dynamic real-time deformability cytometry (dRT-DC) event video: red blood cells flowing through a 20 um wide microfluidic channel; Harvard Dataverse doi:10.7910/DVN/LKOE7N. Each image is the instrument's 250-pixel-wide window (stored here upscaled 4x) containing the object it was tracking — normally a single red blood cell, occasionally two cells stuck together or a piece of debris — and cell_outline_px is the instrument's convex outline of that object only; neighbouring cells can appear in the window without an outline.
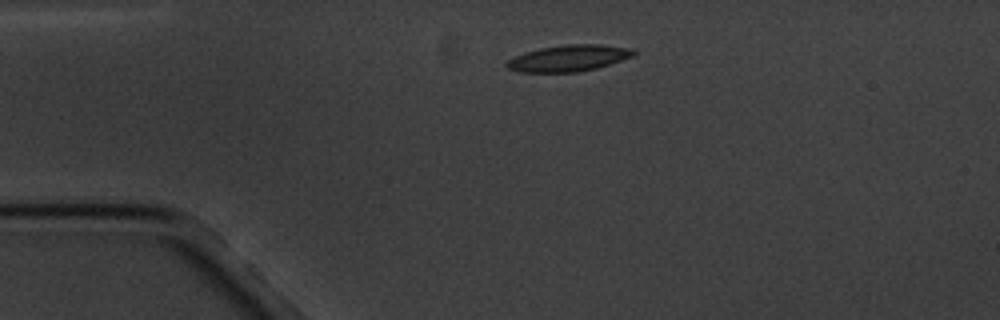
{"species": "common noctule bat (a hibernating species)", "species_latin": "Nyctalus noctula", "temperature_condition": "cold", "stored_images_in_passage": 2, "camera_frame_rate_fps": 3000, "um_per_image_px": 0.085, "animal": {"sex": "male", "body_mass_g": 20.1, "forearm_length_mm": 53.5}, "frame": {"image": 1, "passage_image": 1, "time_ms": 0.0, "image_size_px": [1000, 320], "cell_outline_px": [[636, 52], [632, 56], [596, 68], [576, 72], [520, 72], [508, 68], [504, 64], [508, 60], [524, 52], [540, 48], [564, 44], [600, 44], [628, 48]], "centroid_in_image_um": [48.28, 4.94], "position_along_channel_um": 36.7, "area_um2": 19.25}}